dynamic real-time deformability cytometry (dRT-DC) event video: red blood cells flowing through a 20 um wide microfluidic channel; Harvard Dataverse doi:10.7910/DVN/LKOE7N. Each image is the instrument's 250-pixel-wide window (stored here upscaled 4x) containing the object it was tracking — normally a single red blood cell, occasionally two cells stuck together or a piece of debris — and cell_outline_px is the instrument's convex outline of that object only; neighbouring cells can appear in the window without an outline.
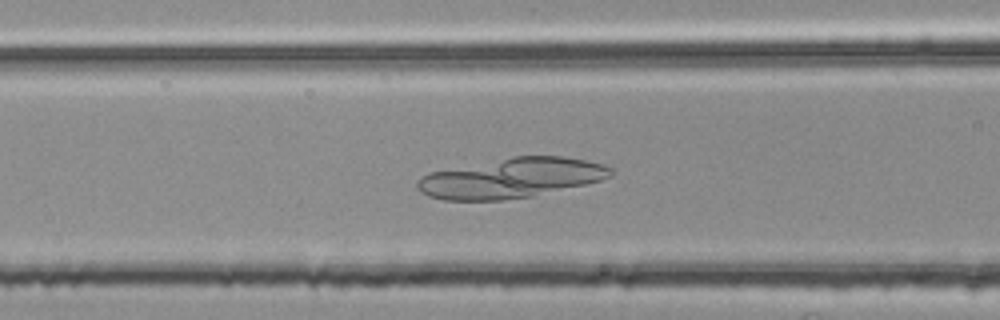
{"species": "common noctule bat (a hibernating species)", "species_latin": "Nyctalus noctula", "temperature_condition": "room temperature", "stored_images_in_passage": 50, "camera_frame_rate_fps": 3000, "um_per_image_px": 0.085, "animal": {"sex": "female", "body_mass_g": 25.1}, "frame": {"image": 1, "passage_image": 21, "time_ms": 6.667, "image_size_px": [1000, 320], "cell_outline_px": [[612, 172], [608, 176], [600, 180], [584, 184], [532, 196], [500, 200], [444, 200], [428, 196], [420, 192], [416, 188], [416, 184], [428, 172], [512, 156], [564, 156], [588, 160], [604, 164], [612, 168]], "centroid_in_image_um": [43.43, 15.12], "position_along_channel_um": 123.2, "area_um2": 44.74}}
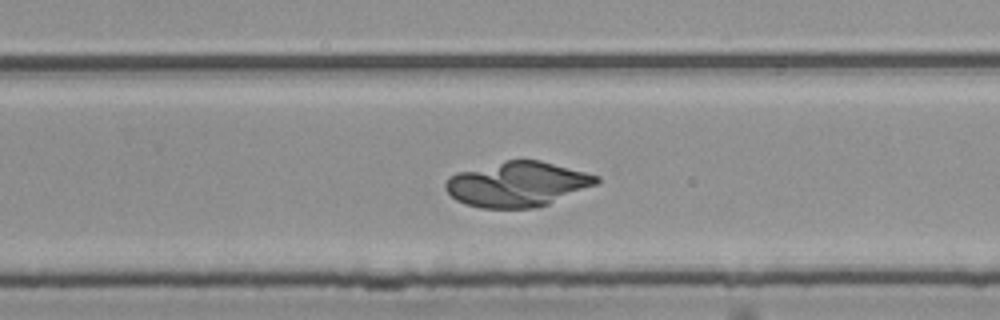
{"frame": {"image": 2, "passage_image": 34, "time_ms": 11.0, "image_size_px": [1000, 320], "cell_outline_px": [[600, 180], [596, 184], [548, 204], [536, 208], [480, 208], [464, 204], [456, 200], [444, 188], [444, 184], [448, 176], [456, 172], [508, 160], [540, 160], [600, 176]], "centroid_in_image_um": [43.94, 15.66], "position_along_channel_um": 285.9, "area_um2": 39.42}}
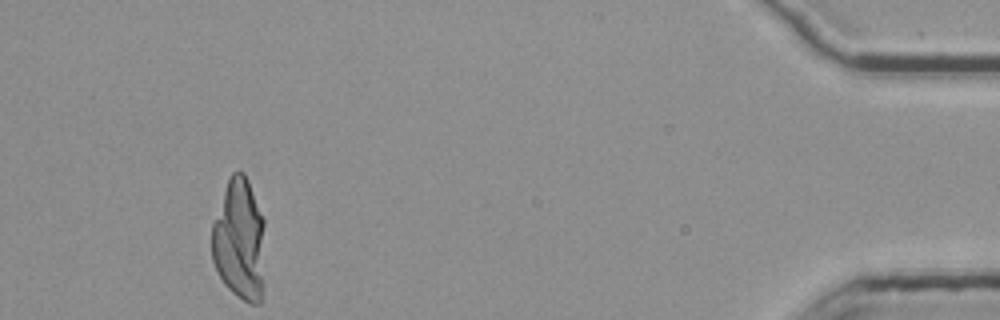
{"frame": {"image": 3, "passage_image": 50, "time_ms": 16.333, "image_size_px": [1000, 320], "cell_outline_px": [[264, 224], [260, 304], [248, 304], [232, 292], [224, 284], [212, 260], [212, 224], [228, 180], [232, 172], [244, 172], [248, 180], [264, 220]], "centroid_in_image_um": [20.33, 20.38], "position_along_channel_um": 414.9, "area_um2": 37.11}}